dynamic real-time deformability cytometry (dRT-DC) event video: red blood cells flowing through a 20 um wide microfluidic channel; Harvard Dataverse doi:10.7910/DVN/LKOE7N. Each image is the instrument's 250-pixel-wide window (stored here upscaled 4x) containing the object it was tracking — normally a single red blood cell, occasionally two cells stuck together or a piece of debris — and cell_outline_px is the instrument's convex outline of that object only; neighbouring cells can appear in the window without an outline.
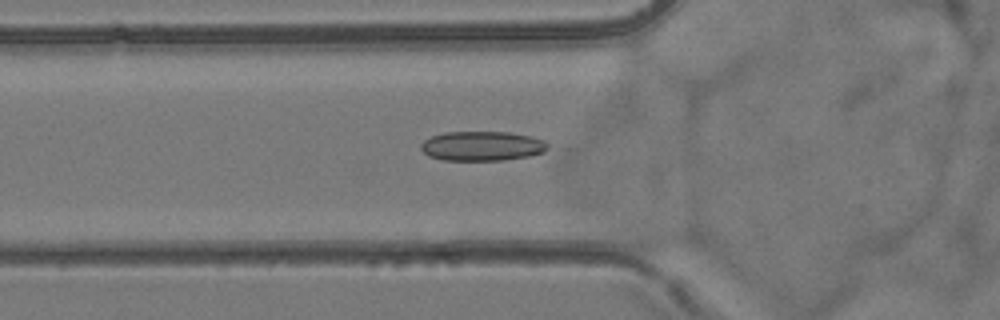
{"species": "common noctule bat (a hibernating species)", "species_latin": "Nyctalus noctula", "temperature_condition": "room temperature", "stored_images_in_passage": 5, "camera_frame_rate_fps": 3000, "um_per_image_px": 0.085, "animal": {"sex": "female", "body_mass_g": 24.6, "forearm_length_mm": 56.2}, "frame": {"image": 1, "passage_image": 5, "time_ms": 4.667, "image_size_px": [1000, 320], "cell_outline_px": [[552, 148], [544, 152], [528, 156], [504, 160], [444, 160], [428, 156], [420, 148], [420, 144], [424, 140], [432, 136], [444, 132], [508, 132], [532, 136], [544, 140]], "centroid_in_image_um": [41.01, 12.41], "position_along_channel_um": 84.8, "area_um2": 22.02}}